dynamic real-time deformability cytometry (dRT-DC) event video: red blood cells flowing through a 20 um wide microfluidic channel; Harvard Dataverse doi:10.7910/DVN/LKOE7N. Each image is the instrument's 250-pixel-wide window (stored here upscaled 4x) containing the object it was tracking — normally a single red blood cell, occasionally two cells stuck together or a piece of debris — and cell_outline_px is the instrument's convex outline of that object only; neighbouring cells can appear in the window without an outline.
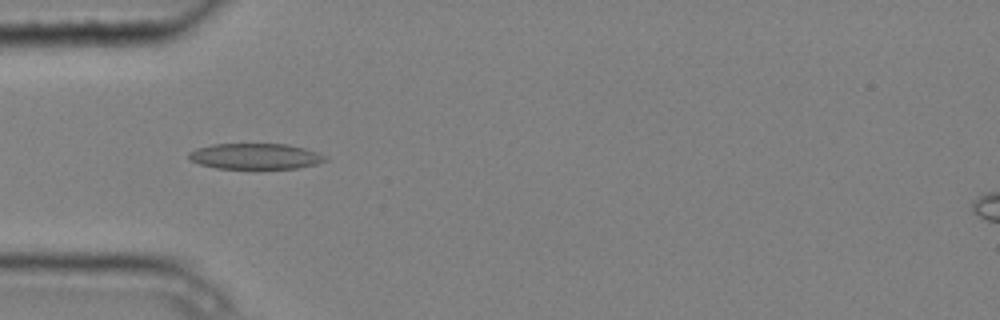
{"species": "common noctule bat (a hibernating species)", "species_latin": "Nyctalus noctula", "temperature_condition": "cold", "stored_images_in_passage": 8, "camera_frame_rate_fps": 3000, "um_per_image_px": 0.085, "animal": {"sex": "male", "body_mass_g": 20.4}, "frame": {"image": 1, "passage_image": 5, "time_ms": 1.333, "image_size_px": [1000, 320], "cell_outline_px": [[328, 160], [316, 164], [300, 168], [216, 168], [200, 164], [188, 160], [188, 152], [196, 148], [212, 144], [288, 144], [304, 148], [328, 156]], "centroid_in_image_um": [21.7, 13.28], "position_along_channel_um": 63.3, "area_um2": 20.58}}
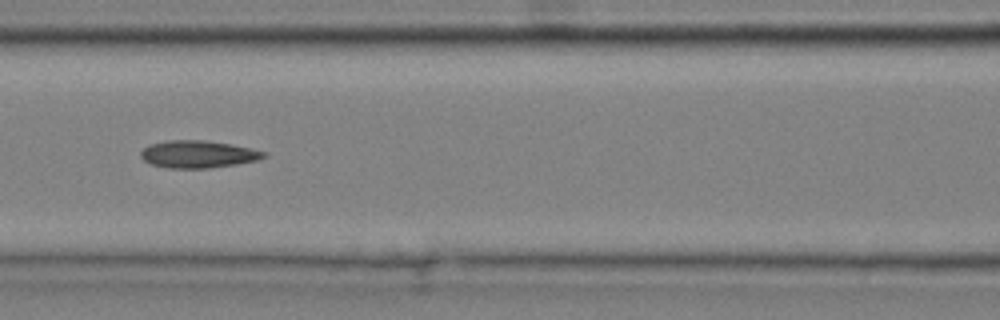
{"frame": {"image": 2, "passage_image": 7, "time_ms": 2.0, "image_size_px": [1000, 320], "cell_outline_px": [[268, 156], [256, 160], [236, 164], [208, 168], [168, 168], [148, 164], [140, 156], [140, 152], [148, 144], [168, 140], [204, 140], [232, 144], [268, 152]], "centroid_in_image_um": [16.82, 13.1], "position_along_channel_um": 149.8, "area_um2": 19.77}}
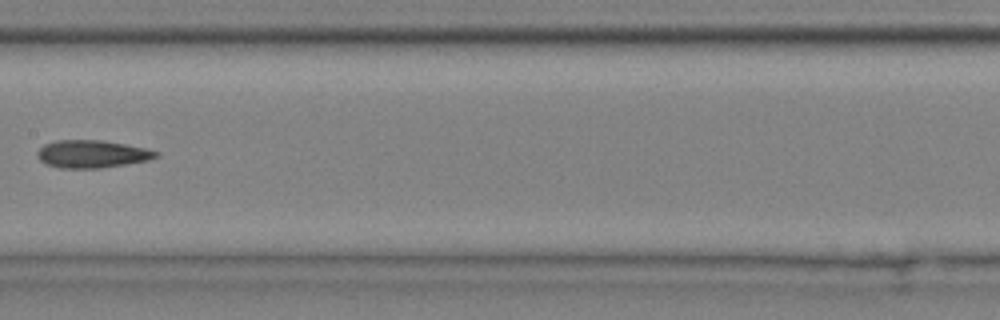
{"frame": {"image": 3, "passage_image": 8, "time_ms": 2.333, "image_size_px": [1000, 320], "cell_outline_px": [[160, 156], [148, 160], [100, 168], [60, 168], [48, 164], [40, 160], [36, 152], [44, 144], [56, 140], [100, 140], [148, 148], [160, 152]], "centroid_in_image_um": [7.85, 13.08], "position_along_channel_um": 199.6, "area_um2": 19.07}}